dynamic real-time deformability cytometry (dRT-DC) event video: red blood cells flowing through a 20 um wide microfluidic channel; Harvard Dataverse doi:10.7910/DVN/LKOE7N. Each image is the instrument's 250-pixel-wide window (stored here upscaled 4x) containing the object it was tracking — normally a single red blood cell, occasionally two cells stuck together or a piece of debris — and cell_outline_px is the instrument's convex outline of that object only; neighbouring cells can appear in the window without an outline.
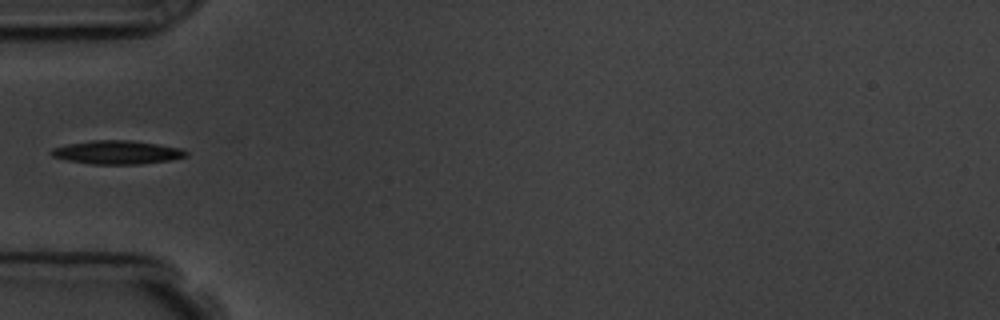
{"species": "common noctule bat (a hibernating species)", "species_latin": "Nyctalus noctula", "temperature_condition": "room temperature", "stored_images_in_passage": 10, "camera_frame_rate_fps": 3000, "um_per_image_px": 0.085, "animal": {"sex": "male", "body_mass_g": 19.5, "forearm_length_mm": 54.6}, "frame": {"image": 1, "passage_image": 7, "time_ms": 7.667, "image_size_px": [1000, 320], "cell_outline_px": [[188, 156], [172, 160], [140, 164], [92, 164], [68, 160], [52, 156], [48, 152], [52, 148], [68, 144], [92, 140], [132, 140], [180, 148], [188, 152]], "centroid_in_image_um": [9.96, 12.95], "position_along_channel_um": 75.0, "area_um2": 18.5}}